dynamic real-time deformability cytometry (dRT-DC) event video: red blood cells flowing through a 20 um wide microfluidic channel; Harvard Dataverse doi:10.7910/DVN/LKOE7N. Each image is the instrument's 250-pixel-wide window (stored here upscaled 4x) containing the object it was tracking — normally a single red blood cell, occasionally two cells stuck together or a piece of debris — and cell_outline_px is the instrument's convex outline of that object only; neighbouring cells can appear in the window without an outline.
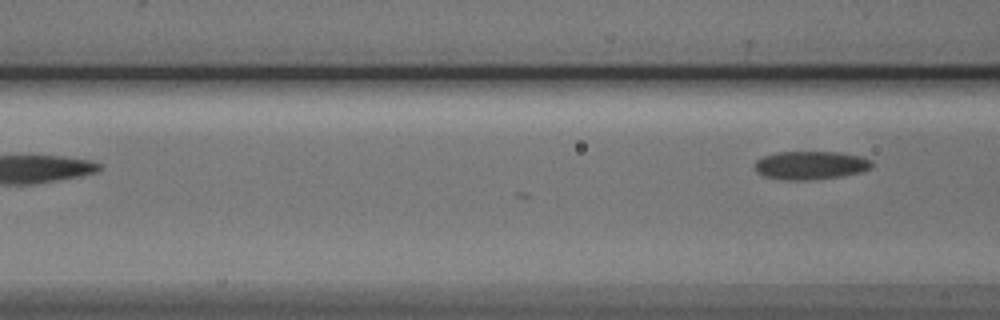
{"species": "Egyptian fruit bat (a non-hibernating species)", "species_latin": "Rousettus aegyptiacus", "temperature_condition": "cold", "stored_images_in_passage": 4, "camera_frame_rate_fps": 3000, "um_per_image_px": 0.085, "animal": {"sex": "male"}, "frame": {"image": 1, "passage_image": 4, "time_ms": 3.667, "image_size_px": [1000, 320], "cell_outline_px": [[872, 168], [860, 172], [840, 176], [804, 180], [784, 180], [764, 176], [756, 172], [752, 168], [752, 164], [756, 160], [764, 156], [776, 152], [840, 152], [864, 156], [872, 160]], "centroid_in_image_um": [68.87, 14.04], "position_along_channel_um": 97.7, "area_um2": 19.59}}